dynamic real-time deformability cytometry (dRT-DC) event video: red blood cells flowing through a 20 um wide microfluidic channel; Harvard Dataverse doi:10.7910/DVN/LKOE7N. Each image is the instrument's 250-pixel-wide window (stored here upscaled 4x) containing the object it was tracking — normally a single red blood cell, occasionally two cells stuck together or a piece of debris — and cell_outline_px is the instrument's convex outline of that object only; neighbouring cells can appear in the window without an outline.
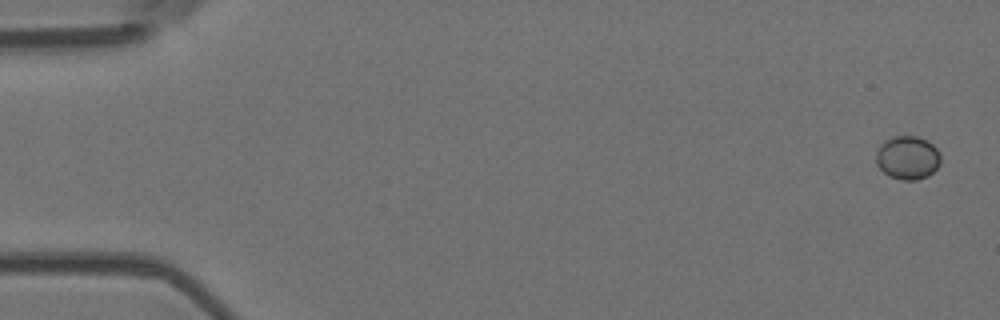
{"species": "Egyptian fruit bat (a non-hibernating species)", "species_latin": "Rousettus aegyptiacus", "temperature_condition": "room temperature", "stored_images_in_passage": 6, "camera_frame_rate_fps": 3000, "um_per_image_px": 0.085, "animal": {"sex": "female"}, "frame": {"image": 1, "passage_image": 1, "time_ms": 0.0, "image_size_px": [1000, 320], "cell_outline_px": [[940, 164], [928, 176], [916, 180], [900, 180], [888, 176], [876, 164], [876, 152], [880, 144], [884, 140], [892, 136], [916, 136], [928, 140], [936, 148], [940, 156]], "centroid_in_image_um": [77.13, 13.4], "position_along_channel_um": 7.9, "area_um2": 16.53}}
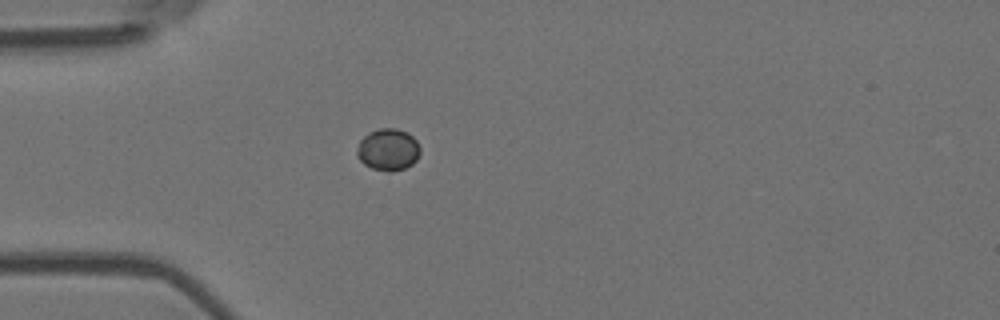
{"frame": {"image": 2, "passage_image": 5, "time_ms": 1.333, "image_size_px": [1000, 320], "cell_outline_px": [[420, 152], [416, 160], [412, 164], [404, 168], [392, 172], [388, 172], [372, 168], [364, 164], [356, 156], [356, 148], [360, 140], [368, 132], [380, 128], [396, 128], [408, 132], [416, 140], [420, 148]], "centroid_in_image_um": [32.97, 12.71], "position_along_channel_um": 52.0, "area_um2": 15.61}}